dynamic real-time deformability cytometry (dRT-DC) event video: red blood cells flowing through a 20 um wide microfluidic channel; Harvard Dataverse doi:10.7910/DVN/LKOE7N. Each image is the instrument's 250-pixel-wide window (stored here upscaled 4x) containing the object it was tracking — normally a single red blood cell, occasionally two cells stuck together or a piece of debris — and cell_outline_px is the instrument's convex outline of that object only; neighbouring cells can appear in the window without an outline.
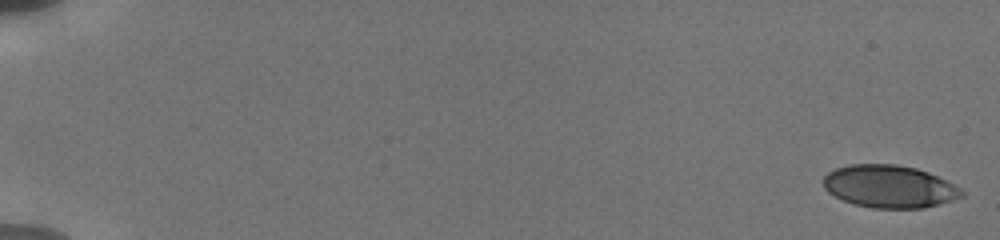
{"species": "human", "species_latin": "Homo sapiens", "temperature_condition": "cold", "stored_images_in_passage": 13, "camera_frame_rate_fps": 3000, "um_per_image_px": 0.085, "donor": {"sex": "male"}, "frame": {"image": 1, "passage_image": 1, "time_ms": 0.0, "image_size_px": [1000, 240], "cell_outline_px": [[964, 196], [940, 204], [924, 208], [872, 208], [856, 204], [844, 200], [828, 192], [824, 188], [820, 180], [828, 172], [836, 168], [848, 164], [896, 164], [916, 168], [928, 172], [964, 188]], "centroid_in_image_um": [75.61, 15.84], "position_along_channel_um": 9.4, "area_um2": 34.62}}
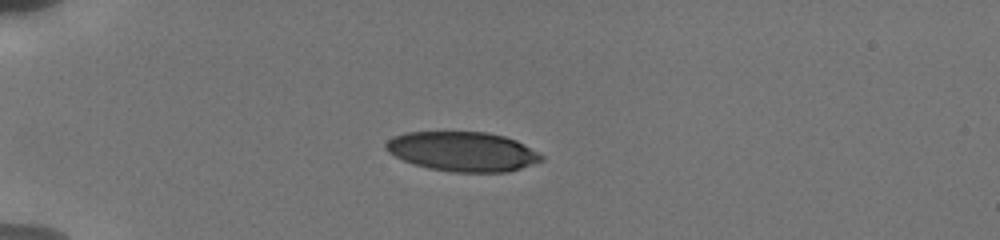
{"frame": {"image": 2, "passage_image": 10, "time_ms": 5.0, "image_size_px": [1000, 240], "cell_outline_px": [[544, 160], [508, 172], [452, 172], [428, 168], [412, 164], [388, 152], [384, 148], [384, 144], [388, 140], [396, 136], [408, 132], [488, 132], [504, 136], [516, 140], [540, 152], [544, 156]], "centroid_in_image_um": [39.35, 12.88], "position_along_channel_um": 45.7, "area_um2": 35.95}}